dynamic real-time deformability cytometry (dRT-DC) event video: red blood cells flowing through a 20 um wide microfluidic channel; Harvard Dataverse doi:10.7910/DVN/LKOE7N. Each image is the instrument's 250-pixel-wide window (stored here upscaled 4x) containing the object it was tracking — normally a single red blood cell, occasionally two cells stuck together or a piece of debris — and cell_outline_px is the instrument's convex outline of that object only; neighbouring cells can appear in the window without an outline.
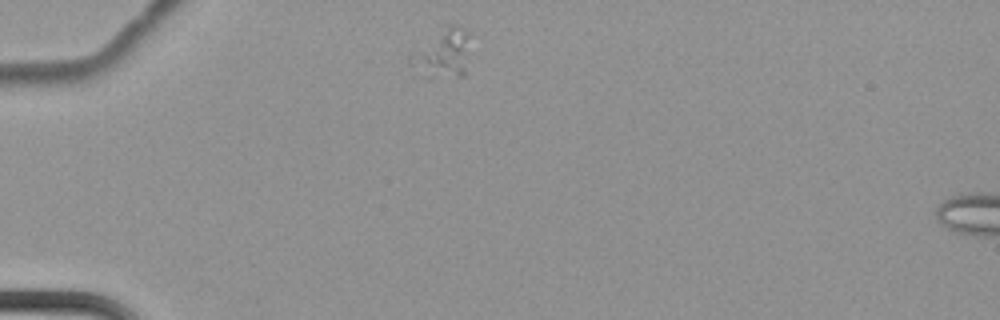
{"species": "common noctule bat (a hibernating species)", "species_latin": "Nyctalus noctula", "temperature_condition": "cold", "stored_images_in_passage": 4, "camera_frame_rate_fps": 3000, "um_per_image_px": 0.085, "animal": {"sex": "female", "body_mass_g": 22.7, "forearm_length_mm": 54.2}, "frame": {"image": 1, "passage_image": 1, "time_ms": 0.0, "image_size_px": [1000, 320], "cell_outline_px": [[468, 32], [464, 76], [428, 76], [408, 64], [408, 56], [412, 52], [448, 24], [460, 24]], "centroid_in_image_um": [37.6, 4.51], "position_along_channel_um": 47.4, "area_um2": 16.3}}
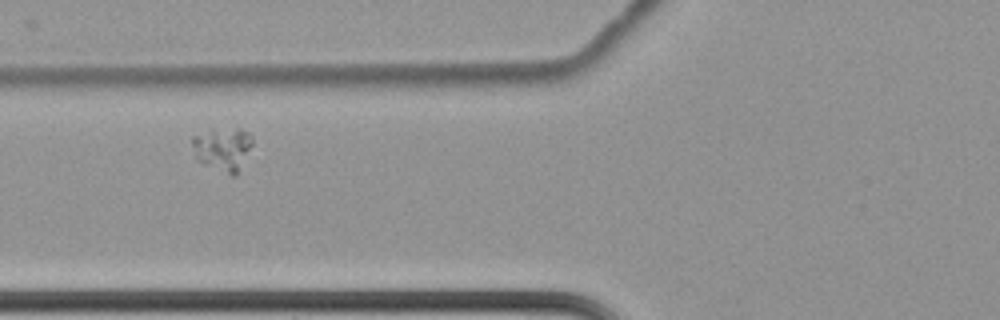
{"frame": {"image": 2, "passage_image": 3, "time_ms": 0.667, "image_size_px": [1000, 320], "cell_outline_px": [[252, 144], [236, 176], [232, 176], [204, 164], [196, 160], [192, 144], [192, 136], [212, 128], [240, 128], [248, 132], [252, 136]], "centroid_in_image_um": [18.92, 12.63], "position_along_channel_um": 106.9, "area_um2": 15.37}}
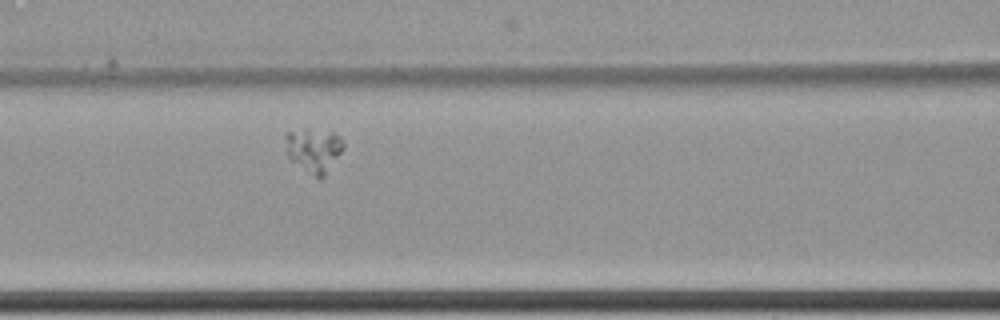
{"frame": {"image": 3, "passage_image": 4, "time_ms": 1.0, "image_size_px": [1000, 320], "cell_outline_px": [[344, 148], [324, 176], [320, 180], [292, 160], [288, 156], [284, 136], [288, 132], [308, 128], [332, 132], [340, 136], [344, 140]], "centroid_in_image_um": [26.69, 12.72], "position_along_channel_um": 139.9, "area_um2": 14.8}}